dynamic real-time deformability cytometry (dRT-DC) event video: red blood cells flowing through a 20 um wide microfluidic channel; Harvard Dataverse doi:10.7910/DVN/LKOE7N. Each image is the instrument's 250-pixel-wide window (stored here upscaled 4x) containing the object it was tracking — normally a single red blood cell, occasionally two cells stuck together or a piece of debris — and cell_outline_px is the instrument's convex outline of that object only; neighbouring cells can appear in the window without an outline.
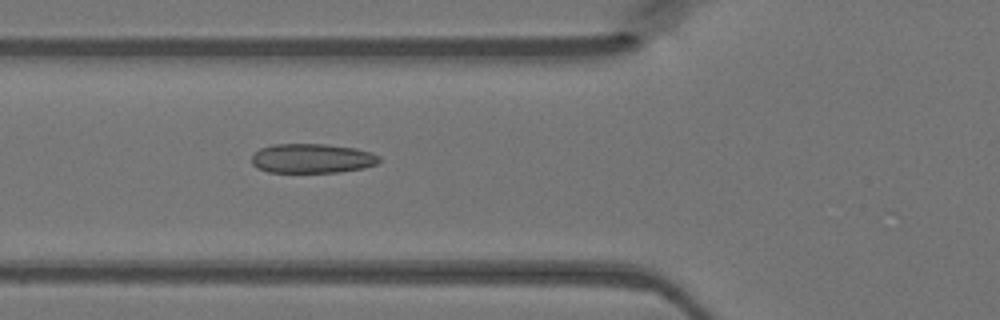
{"species": "Egyptian fruit bat (a non-hibernating species)", "species_latin": "Rousettus aegyptiacus", "temperature_condition": "warm", "stored_images_in_passage": 47, "camera_frame_rate_fps": 3000, "um_per_image_px": 0.085, "animal": {"sex": "female"}, "frame": {"image": 1, "passage_image": 17, "time_ms": 5.333, "image_size_px": [1000, 320], "cell_outline_px": [[380, 160], [376, 164], [364, 168], [340, 172], [268, 172], [256, 168], [252, 164], [252, 156], [260, 148], [272, 144], [324, 144], [356, 148], [372, 152], [380, 156]], "centroid_in_image_um": [26.53, 13.46], "position_along_channel_um": 99.3, "area_um2": 22.02}}
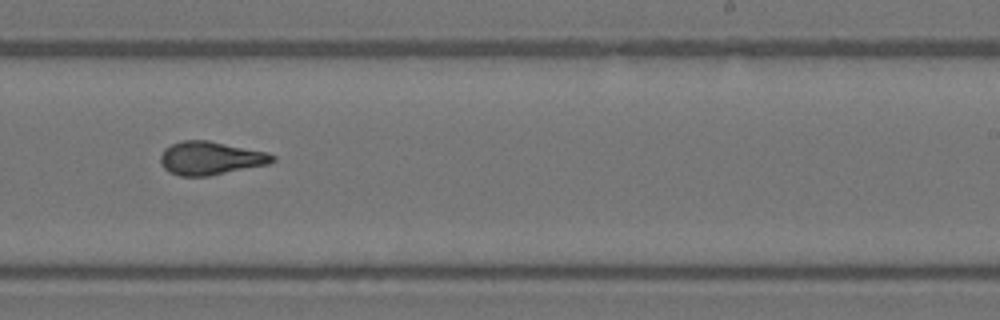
{"frame": {"image": 2, "passage_image": 29, "time_ms": 9.333, "image_size_px": [1000, 320], "cell_outline_px": [[276, 160], [268, 164], [208, 176], [180, 176], [168, 172], [160, 164], [160, 156], [164, 148], [172, 144], [184, 140], [208, 140], [268, 152], [276, 156]], "centroid_in_image_um": [17.88, 13.44], "position_along_channel_um": 271.1, "area_um2": 21.85}}
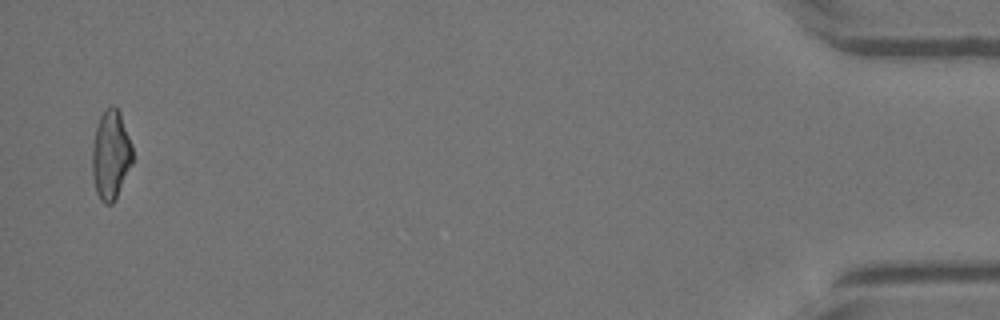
{"frame": {"image": 3, "passage_image": 46, "time_ms": 15.0, "image_size_px": [1000, 320], "cell_outline_px": [[132, 164], [116, 200], [112, 204], [104, 204], [100, 200], [96, 192], [92, 176], [92, 144], [96, 124], [100, 116], [112, 104], [120, 112], [132, 144]], "centroid_in_image_um": [9.41, 13.2], "position_along_channel_um": 425.8, "area_um2": 21.27}}